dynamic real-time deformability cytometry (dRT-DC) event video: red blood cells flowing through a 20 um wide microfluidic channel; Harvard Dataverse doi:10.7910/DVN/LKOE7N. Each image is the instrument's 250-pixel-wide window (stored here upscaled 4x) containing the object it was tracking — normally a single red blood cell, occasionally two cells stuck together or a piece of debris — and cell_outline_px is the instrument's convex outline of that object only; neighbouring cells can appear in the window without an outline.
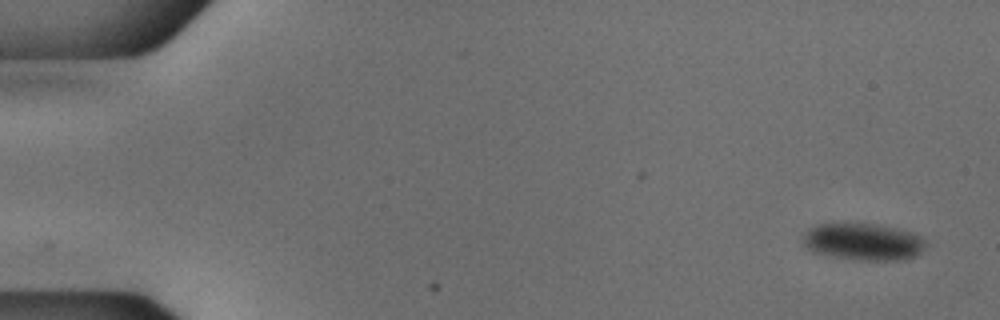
{"species": "common noctule bat (a hibernating species)", "species_latin": "Nyctalus noctula", "temperature_condition": "cold", "stored_images_in_passage": 52, "camera_frame_rate_fps": 3000, "um_per_image_px": 0.085, "animal": {"sex": "male", "body_mass_g": 18.8}, "frame": {"image": 1, "passage_image": 1, "time_ms": 0.0, "image_size_px": [1000, 320], "cell_outline_px": [[928, 244], [916, 256], [904, 260], [852, 260], [812, 252], [804, 244], [804, 232], [808, 228], [816, 224], [832, 220], [856, 220], [896, 228], [912, 232], [924, 236]], "centroid_in_image_um": [73.35, 20.48], "position_along_channel_um": 11.6, "area_um2": 27.98}}
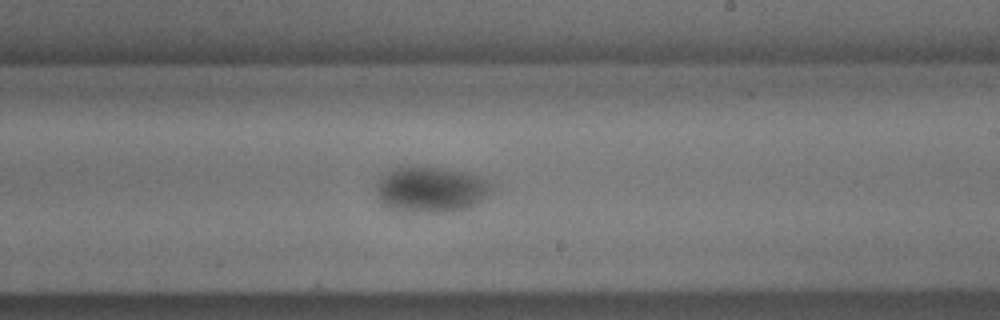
{"frame": {"image": 2, "passage_image": 31, "time_ms": 10.0, "image_size_px": [1000, 320], "cell_outline_px": [[496, 188], [492, 192], [476, 204], [468, 208], [440, 212], [412, 212], [388, 208], [380, 204], [376, 200], [376, 184], [380, 176], [392, 168], [400, 164], [408, 164], [440, 168], [464, 172], [476, 176], [496, 184]], "centroid_in_image_um": [36.56, 16.08], "position_along_channel_um": 252.4, "area_um2": 31.67}}
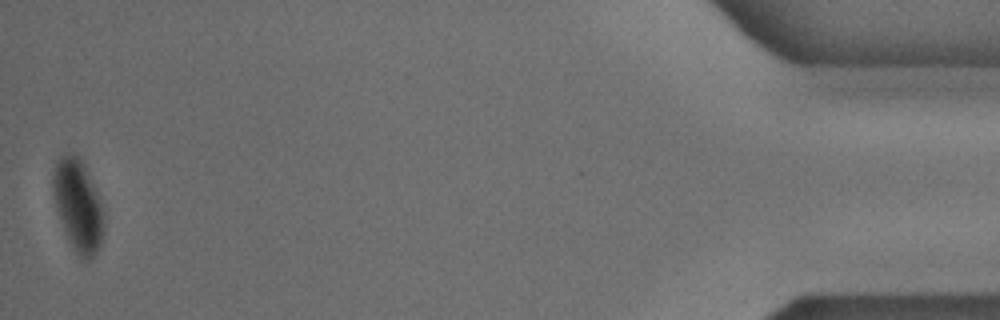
{"frame": {"image": 3, "passage_image": 52, "time_ms": 17.0, "image_size_px": [1000, 320], "cell_outline_px": [[104, 232], [100, 244], [92, 256], [88, 260], [84, 260], [72, 248], [64, 232], [56, 208], [52, 192], [52, 172], [56, 160], [60, 156], [68, 152], [76, 152], [80, 156], [100, 196], [104, 212]], "centroid_in_image_um": [6.62, 17.39], "position_along_channel_um": 428.6, "area_um2": 27.86}}